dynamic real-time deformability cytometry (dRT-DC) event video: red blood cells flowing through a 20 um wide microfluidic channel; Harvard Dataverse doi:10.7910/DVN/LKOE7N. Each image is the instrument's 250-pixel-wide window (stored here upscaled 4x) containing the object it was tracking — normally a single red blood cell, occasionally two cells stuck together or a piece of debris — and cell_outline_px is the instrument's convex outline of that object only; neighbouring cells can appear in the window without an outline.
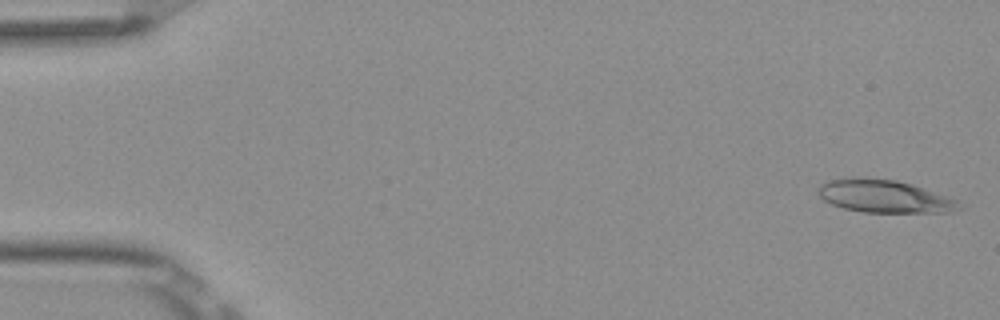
{"species": "Egyptian fruit bat (a non-hibernating species)", "species_latin": "Rousettus aegyptiacus", "temperature_condition": "room temperature", "stored_images_in_passage": 5, "camera_frame_rate_fps": 3000, "um_per_image_px": 0.085, "frame": {"image": 1, "passage_image": 1, "time_ms": 0.0, "image_size_px": [1000, 320], "cell_outline_px": [[964, 208], [952, 212], [864, 212], [844, 208], [832, 204], [824, 200], [816, 192], [820, 184], [828, 180], [896, 180], [912, 184], [924, 188], [956, 200]], "centroid_in_image_um": [75.21, 16.73], "position_along_channel_um": 9.8, "area_um2": 26.01}}
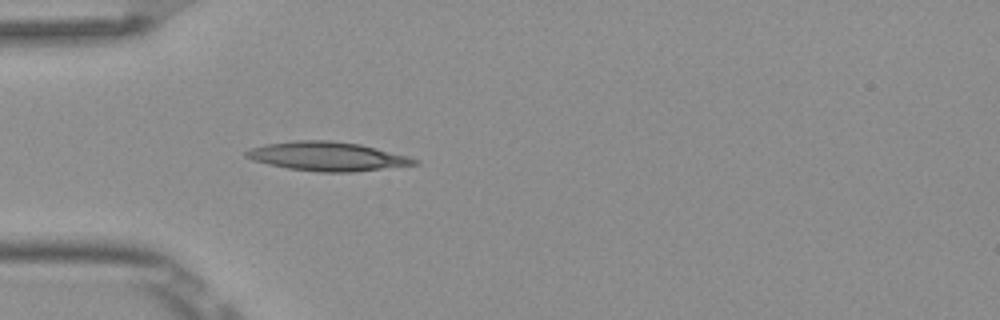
{"frame": {"image": 2, "passage_image": 5, "time_ms": 1.333, "image_size_px": [1000, 320], "cell_outline_px": [[420, 164], [352, 172], [316, 172], [288, 168], [268, 164], [252, 160], [244, 156], [244, 152], [252, 148], [268, 144], [296, 140], [328, 140], [360, 144], [408, 156], [420, 160]], "centroid_in_image_um": [27.84, 13.3], "position_along_channel_um": 57.2, "area_um2": 28.32}}